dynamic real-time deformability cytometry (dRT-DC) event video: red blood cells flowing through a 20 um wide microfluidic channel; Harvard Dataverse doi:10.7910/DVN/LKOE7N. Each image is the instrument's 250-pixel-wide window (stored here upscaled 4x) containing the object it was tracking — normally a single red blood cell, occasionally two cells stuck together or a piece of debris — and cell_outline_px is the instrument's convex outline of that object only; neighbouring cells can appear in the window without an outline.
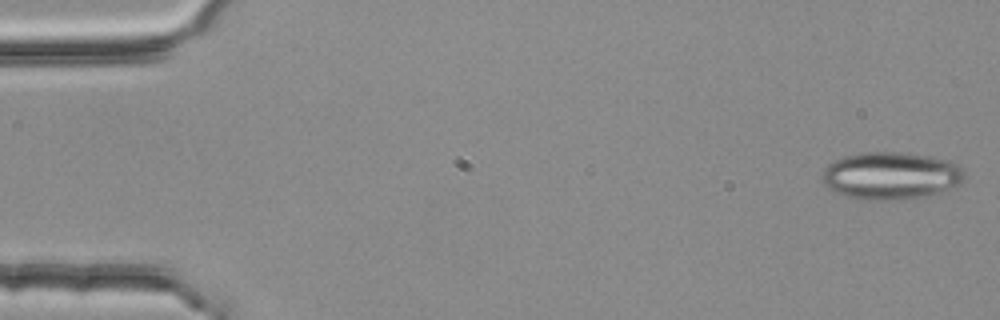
{"species": "common noctule bat (a hibernating species)", "species_latin": "Nyctalus noctula", "temperature_condition": "room temperature", "stored_images_in_passage": 54, "camera_frame_rate_fps": 3000, "um_per_image_px": 0.085, "animal": {"sex": "female", "body_mass_g": 25.1}, "frame": {"image": 1, "passage_image": 1, "time_ms": 0.0, "image_size_px": [1000, 320], "cell_outline_px": [[964, 180], [960, 184], [936, 196], [904, 200], [868, 200], [844, 196], [828, 188], [824, 184], [820, 176], [824, 168], [828, 164], [844, 156], [860, 152], [908, 152], [948, 160], [956, 164], [964, 172]], "centroid_in_image_um": [75.74, 14.95], "position_along_channel_um": 9.3, "area_um2": 40.17}}
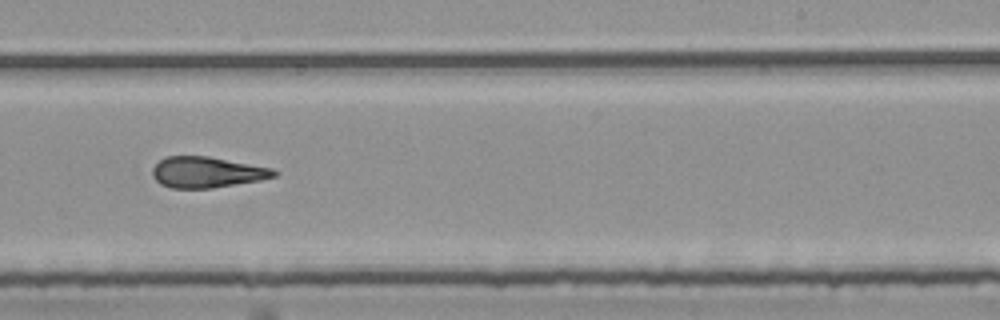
{"frame": {"image": 2, "passage_image": 33, "time_ms": 10.667, "image_size_px": [1000, 320], "cell_outline_px": [[280, 172], [276, 176], [260, 180], [212, 188], [172, 188], [160, 184], [152, 176], [152, 168], [160, 160], [168, 156], [208, 156], [272, 168]], "centroid_in_image_um": [17.59, 14.64], "position_along_channel_um": 271.4, "area_um2": 21.85}}
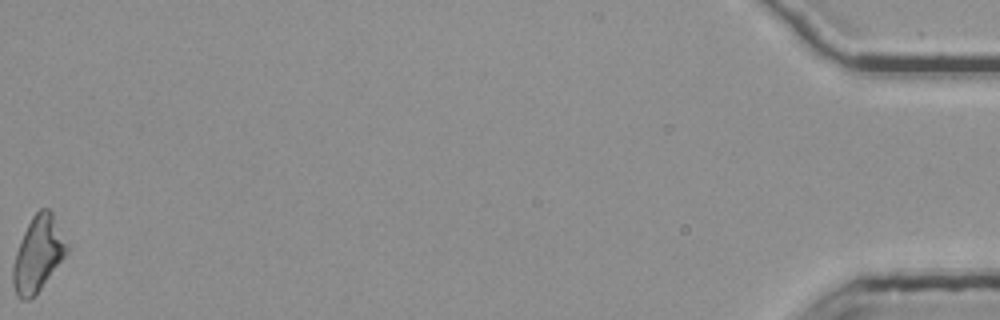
{"frame": {"image": 3, "passage_image": 54, "time_ms": 17.667, "image_size_px": [1000, 320], "cell_outline_px": [[68, 252], [36, 296], [28, 300], [24, 300], [16, 296], [12, 284], [12, 264], [20, 240], [32, 216], [40, 208], [48, 208], [52, 212], [68, 244]], "centroid_in_image_um": [3.22, 21.62], "position_along_channel_um": 432.0, "area_um2": 23.81}, "authors_computed_cell_mechanics": {"area_um2": 23.2356, "velocity_mm_per_s": 3.772, "shape_relaxation_time_tau1_ms": null, "shape_relaxation_time_tau2_ms": 2.7498, "deformation_change_tau1": null, "deformation_change_tau2": 0.1356}}